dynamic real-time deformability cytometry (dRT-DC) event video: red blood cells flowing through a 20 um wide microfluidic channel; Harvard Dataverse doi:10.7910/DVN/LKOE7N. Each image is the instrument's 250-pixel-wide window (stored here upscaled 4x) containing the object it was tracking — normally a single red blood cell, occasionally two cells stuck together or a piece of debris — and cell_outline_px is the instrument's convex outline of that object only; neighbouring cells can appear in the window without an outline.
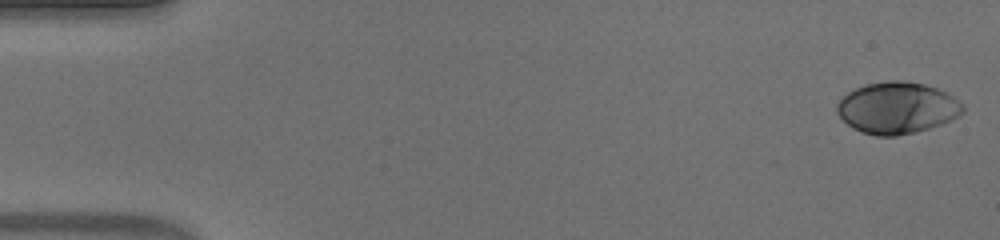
{"species": "human", "species_latin": "Homo sapiens", "temperature_condition": "warm", "stored_images_in_passage": 52, "camera_frame_rate_fps": 3000, "um_per_image_px": 0.085, "donor": {"sex": "male"}, "frame": {"image": 1, "passage_image": 1, "time_ms": 0.0, "image_size_px": [1000, 240], "cell_outline_px": [[964, 112], [952, 120], [916, 132], [896, 136], [876, 136], [860, 132], [852, 128], [836, 112], [836, 104], [848, 92], [864, 84], [888, 80], [900, 80], [924, 84], [936, 88], [952, 96], [964, 104]], "centroid_in_image_um": [76.24, 9.17], "position_along_channel_um": 8.8, "area_um2": 37.92}}
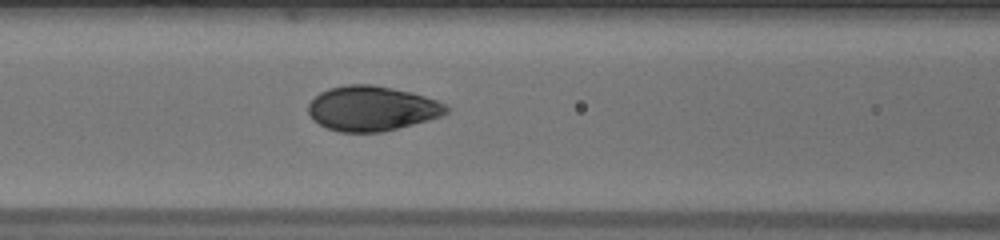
{"frame": {"image": 2, "passage_image": 22, "time_ms": 7.0, "image_size_px": [1000, 240], "cell_outline_px": [[448, 112], [440, 116], [412, 124], [380, 132], [340, 132], [328, 128], [312, 120], [308, 112], [308, 104], [320, 92], [328, 88], [348, 84], [372, 84], [392, 88], [424, 96], [436, 100], [444, 104], [448, 108]], "centroid_in_image_um": [31.56, 9.21], "position_along_channel_um": 135.0, "area_um2": 35.72}}
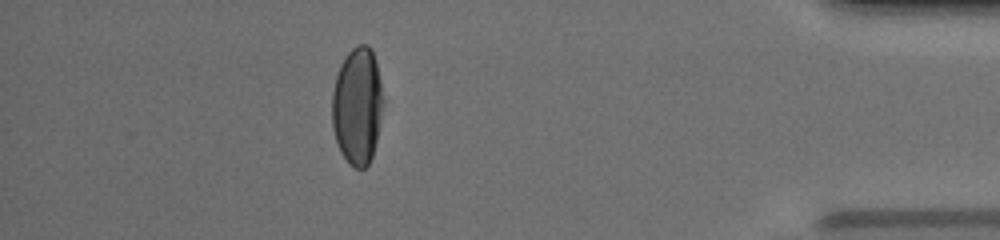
{"frame": {"image": 3, "passage_image": 46, "time_ms": 15.0, "image_size_px": [1000, 240], "cell_outline_px": [[384, 100], [376, 140], [372, 156], [368, 164], [364, 168], [356, 168], [348, 164], [340, 152], [336, 140], [332, 124], [332, 92], [336, 76], [340, 64], [344, 56], [356, 44], [368, 44], [372, 48], [384, 96]], "centroid_in_image_um": [30.37, 8.98], "position_along_channel_um": 404.8, "area_um2": 35.2}, "authors_computed_cell_mechanics": {"area_um2": 36.7897, "velocity_mm_per_s": 3.9372, "shape_relaxation_time_tau1_ms": 4.416, "shape_relaxation_time_tau2_ms": null, "deformation_change_tau1": 0.2053, "deformation_change_tau2": null}}